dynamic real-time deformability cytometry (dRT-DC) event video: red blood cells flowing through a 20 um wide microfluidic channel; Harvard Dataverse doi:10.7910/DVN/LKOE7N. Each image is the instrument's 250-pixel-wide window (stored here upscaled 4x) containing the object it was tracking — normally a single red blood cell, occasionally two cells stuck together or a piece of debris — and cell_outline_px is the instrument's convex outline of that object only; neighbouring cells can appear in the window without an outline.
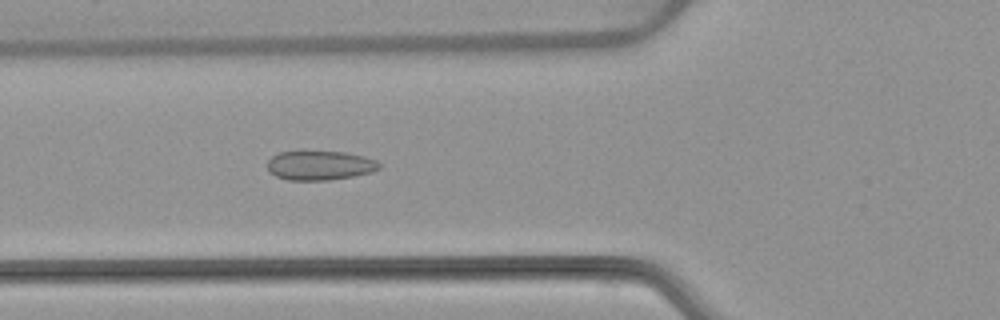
{"species": "common noctule bat (a hibernating species)", "species_latin": "Nyctalus noctula", "temperature_condition": "warm", "stored_images_in_passage": 51, "camera_frame_rate_fps": 3000, "um_per_image_px": 0.085, "animal": {"sex": "female", "body_mass_g": 22.7, "forearm_length_mm": 54.2}, "frame": {"image": 1, "passage_image": 20, "time_ms": 6.333, "image_size_px": [1000, 320], "cell_outline_px": [[380, 168], [372, 172], [352, 176], [328, 180], [288, 180], [276, 176], [268, 172], [268, 160], [272, 156], [280, 152], [300, 148], [304, 148], [344, 152], [364, 156], [376, 160], [380, 164]], "centroid_in_image_um": [27.14, 14.0], "position_along_channel_um": 98.7, "area_um2": 19.94}}
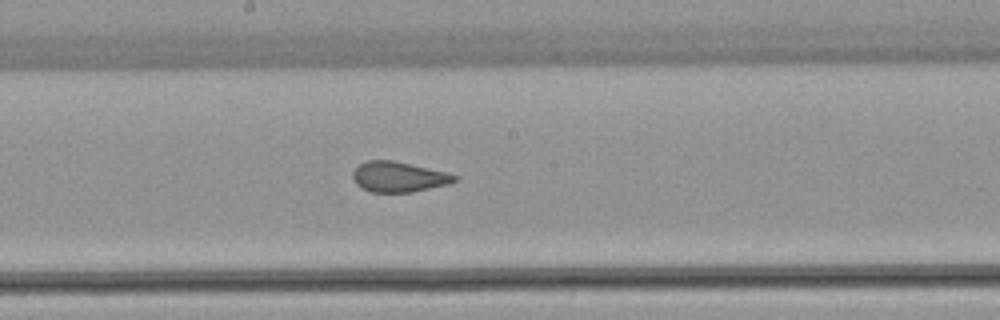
{"frame": {"image": 2, "passage_image": 29, "time_ms": 9.333, "image_size_px": [1000, 320], "cell_outline_px": [[456, 180], [448, 184], [412, 192], [372, 192], [360, 188], [356, 184], [352, 176], [352, 172], [360, 164], [368, 160], [392, 160], [448, 172], [456, 176]], "centroid_in_image_um": [33.86, 15.03], "position_along_channel_um": 214.3, "area_um2": 17.92}}
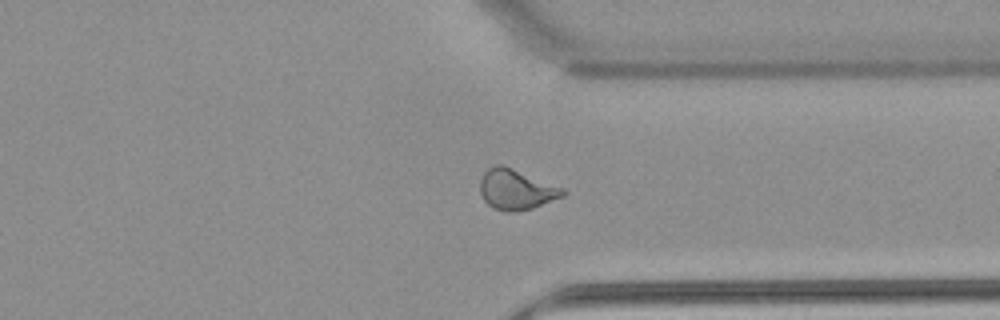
{"frame": {"image": 3, "passage_image": 41, "time_ms": 13.333, "image_size_px": [1000, 320], "cell_outline_px": [[568, 192], [564, 196], [532, 208], [516, 212], [504, 212], [492, 208], [484, 200], [480, 192], [480, 180], [484, 172], [488, 168], [496, 164], [504, 164], [564, 188]], "centroid_in_image_um": [43.88, 16.1], "position_along_channel_um": 367.5, "area_um2": 19.77}, "authors_computed_cell_mechanics": {"area_um2": 19.7676, "velocity_mm_per_s": 3.8502, "shape_relaxation_time_tau1_ms": null, "shape_relaxation_time_tau2_ms": 0.7164, "deformation_change_tau1": null, "deformation_change_tau2": 0.0825}}